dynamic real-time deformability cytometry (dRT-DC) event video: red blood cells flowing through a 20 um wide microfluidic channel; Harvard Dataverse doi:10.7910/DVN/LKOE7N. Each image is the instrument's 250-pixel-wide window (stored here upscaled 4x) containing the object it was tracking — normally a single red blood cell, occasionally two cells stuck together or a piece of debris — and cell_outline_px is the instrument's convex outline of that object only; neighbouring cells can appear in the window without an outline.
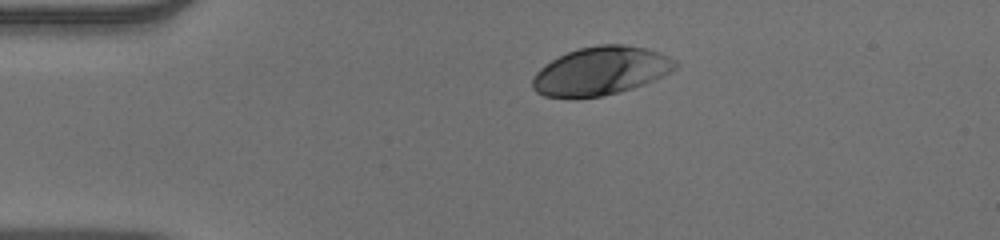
{"species": "human", "species_latin": "Homo sapiens", "temperature_condition": "warm", "stored_images_in_passage": 43, "camera_frame_rate_fps": 3000, "um_per_image_px": 0.085, "donor": {"sex": "male"}, "frame": {"image": 1, "passage_image": 1, "time_ms": 0.0, "image_size_px": [1000, 240], "cell_outline_px": [[680, 64], [676, 68], [644, 84], [632, 88], [600, 96], [544, 96], [536, 92], [532, 88], [532, 76], [540, 68], [552, 60], [568, 52], [580, 48], [600, 44], [624, 44], [648, 48], [660, 52], [676, 60]], "centroid_in_image_um": [51.08, 6.0], "position_along_channel_um": 33.9, "area_um2": 39.71}}
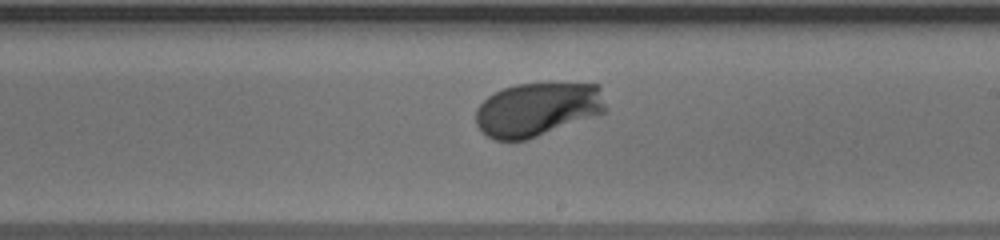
{"frame": {"image": 2, "passage_image": 21, "time_ms": 6.667, "image_size_px": [1000, 240], "cell_outline_px": [[608, 108], [604, 112], [528, 140], [492, 140], [476, 124], [476, 108], [488, 96], [504, 88], [516, 84], [548, 80], [552, 80], [600, 84]], "centroid_in_image_um": [45.74, 9.23], "position_along_channel_um": 243.3, "area_um2": 41.85}}
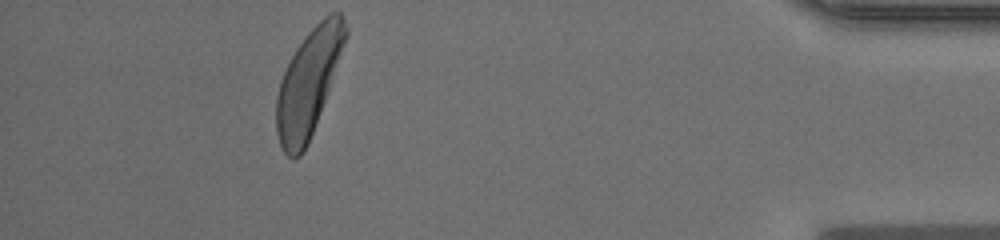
{"frame": {"image": 3, "passage_image": 38, "time_ms": 12.333, "image_size_px": [1000, 240], "cell_outline_px": [[348, 32], [328, 92], [308, 144], [300, 156], [292, 160], [284, 152], [280, 144], [276, 132], [276, 96], [280, 80], [296, 48], [304, 36], [328, 12], [340, 12], [344, 16], [348, 28]], "centroid_in_image_um": [26.21, 7.03], "position_along_channel_um": 409.0, "area_um2": 42.48}, "authors_computed_cell_mechanics": {"area_um2": 40.5178, "velocity_mm_per_s": 3.87, "shape_relaxation_time_tau1_ms": 2.0873, "shape_relaxation_time_tau2_ms": null, "deformation_change_tau1": 0.1633, "deformation_change_tau2": null}}